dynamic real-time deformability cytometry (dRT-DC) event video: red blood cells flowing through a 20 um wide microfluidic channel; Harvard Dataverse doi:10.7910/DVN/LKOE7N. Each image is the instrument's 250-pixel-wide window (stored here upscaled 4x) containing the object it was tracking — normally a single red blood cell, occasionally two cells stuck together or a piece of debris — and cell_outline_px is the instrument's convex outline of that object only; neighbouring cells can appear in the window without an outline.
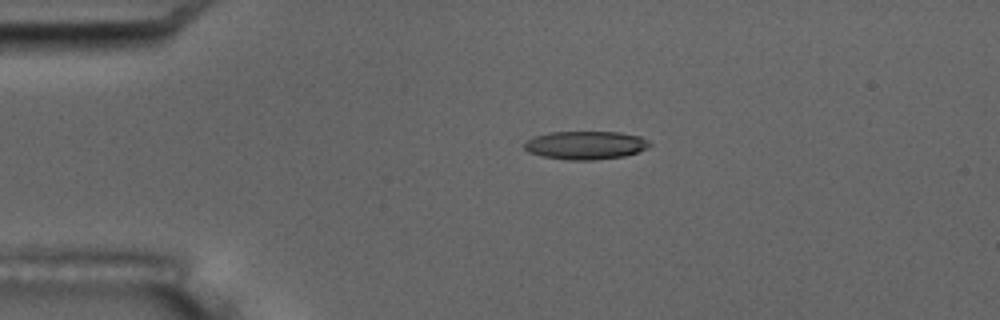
{"species": "common noctule bat (a hibernating species)", "species_latin": "Nyctalus noctula", "temperature_condition": "room temperature", "stored_images_in_passage": 6, "camera_frame_rate_fps": 3000, "um_per_image_px": 0.085, "animal": {"sex": "male", "body_mass_g": 17.5, "forearm_length_mm": 52.3}, "frame": {"image": 1, "passage_image": 6, "time_ms": 5.667, "image_size_px": [1000, 320], "cell_outline_px": [[652, 144], [648, 148], [624, 156], [592, 160], [568, 160], [544, 156], [528, 152], [524, 148], [524, 144], [528, 140], [536, 136], [552, 132], [620, 132], [640, 136], [648, 140]], "centroid_in_image_um": [49.81, 12.34], "position_along_channel_um": 35.2, "area_um2": 20.52}}